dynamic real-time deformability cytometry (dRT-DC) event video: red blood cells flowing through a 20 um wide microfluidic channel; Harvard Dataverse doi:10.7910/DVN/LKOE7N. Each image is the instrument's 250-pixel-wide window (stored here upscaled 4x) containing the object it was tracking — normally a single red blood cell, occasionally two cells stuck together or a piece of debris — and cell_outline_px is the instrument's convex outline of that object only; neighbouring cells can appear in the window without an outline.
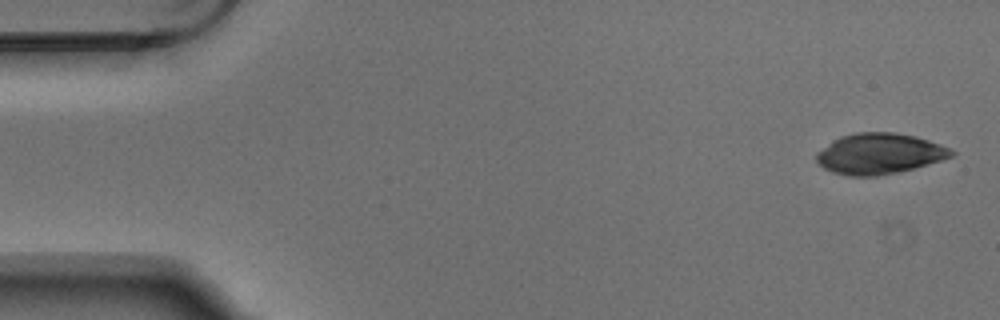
{"species": "Egyptian fruit bat (a non-hibernating species)", "species_latin": "Rousettus aegyptiacus", "temperature_condition": "warm", "stored_images_in_passage": 4, "camera_frame_rate_fps": 3000, "um_per_image_px": 0.085, "animal": {"sex": "male"}, "frame": {"image": 1, "passage_image": 1, "time_ms": 0.0, "image_size_px": [1000, 320], "cell_outline_px": [[956, 152], [952, 156], [928, 164], [896, 172], [876, 176], [848, 176], [832, 172], [824, 168], [816, 160], [816, 152], [832, 140], [840, 136], [856, 132], [892, 132], [916, 136], [940, 144]], "centroid_in_image_um": [74.7, 13.05], "position_along_channel_um": 10.3, "area_um2": 31.91}}
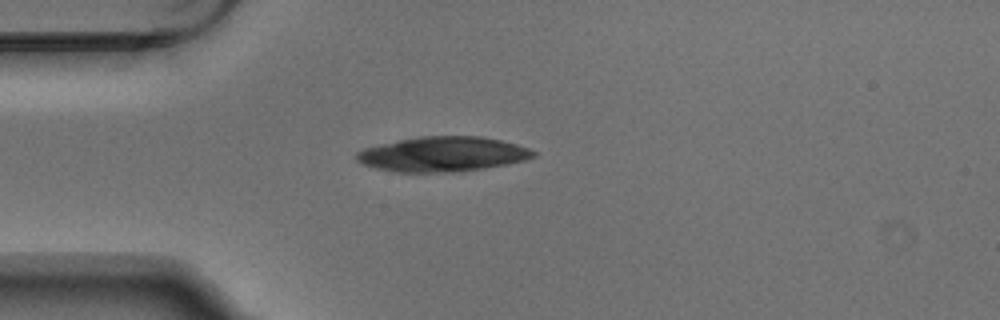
{"frame": {"image": 2, "passage_image": 4, "time_ms": 1.0, "image_size_px": [1000, 320], "cell_outline_px": [[536, 156], [524, 160], [484, 168], [452, 172], [396, 172], [376, 168], [364, 164], [356, 160], [356, 152], [364, 148], [380, 144], [420, 136], [480, 136], [500, 140], [516, 144], [528, 148], [536, 152]], "centroid_in_image_um": [37.61, 13.1], "position_along_channel_um": 47.4, "area_um2": 35.66}}